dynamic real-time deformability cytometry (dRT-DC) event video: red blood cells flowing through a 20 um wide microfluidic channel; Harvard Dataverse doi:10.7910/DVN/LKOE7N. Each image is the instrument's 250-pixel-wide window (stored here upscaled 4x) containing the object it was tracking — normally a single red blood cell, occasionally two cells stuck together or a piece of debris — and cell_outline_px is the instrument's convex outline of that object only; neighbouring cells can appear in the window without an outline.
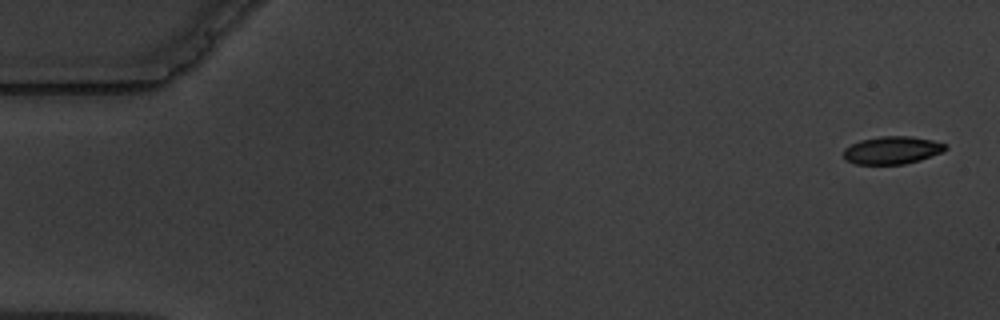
{"species": "common noctule bat (a hibernating species)", "species_latin": "Nyctalus noctula", "temperature_condition": "warm", "stored_images_in_passage": 5, "camera_frame_rate_fps": 3000, "um_per_image_px": 0.085, "animal": {"sex": "male", "body_mass_g": 19.5, "forearm_length_mm": 54.6}, "frame": {"image": 1, "passage_image": 1, "time_ms": 0.0, "image_size_px": [1000, 320], "cell_outline_px": [[948, 148], [940, 152], [920, 160], [904, 164], [856, 164], [844, 160], [844, 148], [860, 140], [880, 136], [912, 136], [932, 140], [948, 144]], "centroid_in_image_um": [75.82, 12.76], "position_along_channel_um": 9.2, "area_um2": 16.47}}
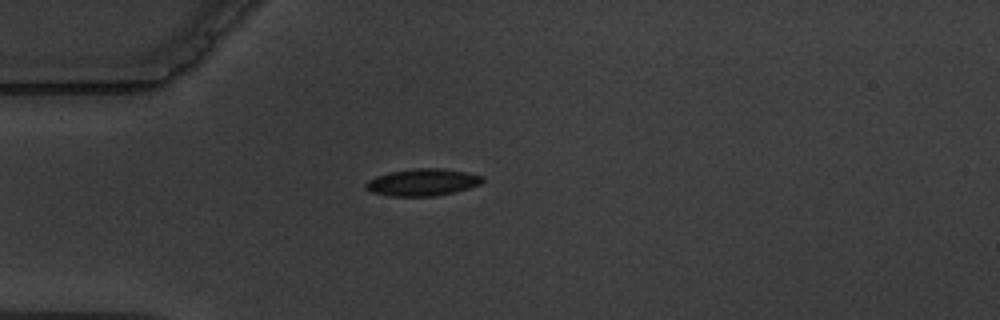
{"frame": {"image": 2, "passage_image": 5, "time_ms": 4.667, "image_size_px": [1000, 320], "cell_outline_px": [[484, 180], [480, 184], [468, 188], [452, 192], [432, 196], [388, 196], [372, 192], [364, 188], [364, 184], [368, 180], [376, 176], [392, 172], [416, 168], [440, 168], [468, 172], [484, 176]], "centroid_in_image_um": [35.91, 15.49], "position_along_channel_um": 49.1, "area_um2": 18.32}}